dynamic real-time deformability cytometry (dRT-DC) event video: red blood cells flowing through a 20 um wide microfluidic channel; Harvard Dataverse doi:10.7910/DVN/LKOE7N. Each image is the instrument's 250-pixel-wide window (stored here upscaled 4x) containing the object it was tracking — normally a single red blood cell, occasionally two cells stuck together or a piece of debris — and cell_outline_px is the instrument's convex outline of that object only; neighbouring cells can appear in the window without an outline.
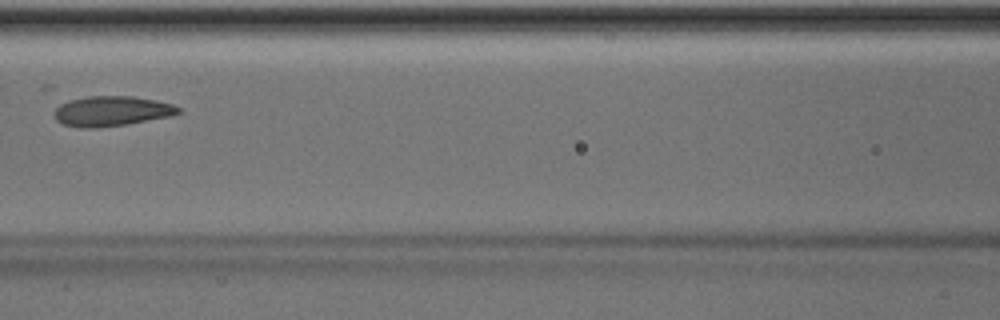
{"species": "Egyptian fruit bat (a non-hibernating species)", "species_latin": "Rousettus aegyptiacus", "temperature_condition": "room temperature", "stored_images_in_passage": 4, "camera_frame_rate_fps": 3000, "um_per_image_px": 0.085, "animal": {"sex": "male"}, "frame": {"image": 1, "passage_image": 3, "time_ms": 2.333, "image_size_px": [1000, 320], "cell_outline_px": [[180, 112], [172, 116], [124, 124], [96, 128], [80, 128], [64, 124], [56, 120], [52, 112], [60, 104], [68, 100], [88, 96], [132, 96], [156, 100], [172, 104], [180, 108]], "centroid_in_image_um": [9.45, 9.44], "position_along_channel_um": 157.1, "area_um2": 21.73}}